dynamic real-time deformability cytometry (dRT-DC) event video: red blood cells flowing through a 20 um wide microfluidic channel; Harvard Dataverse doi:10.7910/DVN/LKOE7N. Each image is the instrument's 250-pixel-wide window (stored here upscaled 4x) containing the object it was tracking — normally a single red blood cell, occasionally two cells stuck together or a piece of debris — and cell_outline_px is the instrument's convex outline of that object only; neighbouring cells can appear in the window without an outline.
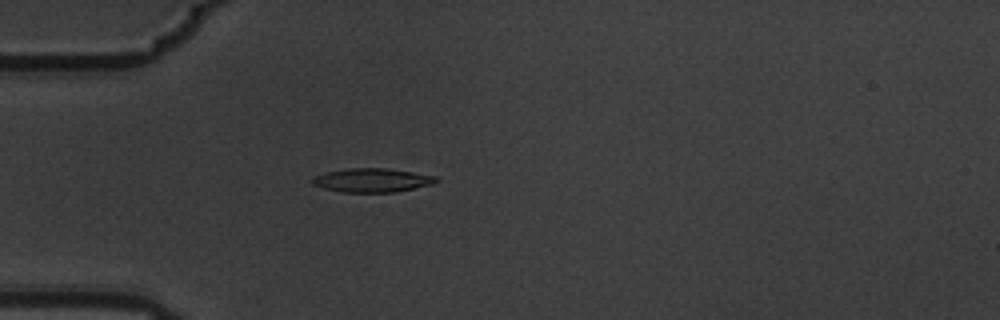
{"species": "common noctule bat (a hibernating species)", "species_latin": "Nyctalus noctula", "temperature_condition": "warm", "stored_images_in_passage": 4, "camera_frame_rate_fps": 3000, "um_per_image_px": 0.085, "animal": {"sex": "male", "body_mass_g": 19.5, "forearm_length_mm": 54.6}, "frame": {"image": 1, "passage_image": 4, "time_ms": 1.0, "image_size_px": [1000, 320], "cell_outline_px": [[440, 180], [432, 184], [396, 192], [344, 192], [324, 188], [312, 184], [312, 180], [316, 176], [324, 172], [348, 168], [388, 168], [436, 176]], "centroid_in_image_um": [31.65, 15.31], "position_along_channel_um": 53.4, "area_um2": 17.11}}